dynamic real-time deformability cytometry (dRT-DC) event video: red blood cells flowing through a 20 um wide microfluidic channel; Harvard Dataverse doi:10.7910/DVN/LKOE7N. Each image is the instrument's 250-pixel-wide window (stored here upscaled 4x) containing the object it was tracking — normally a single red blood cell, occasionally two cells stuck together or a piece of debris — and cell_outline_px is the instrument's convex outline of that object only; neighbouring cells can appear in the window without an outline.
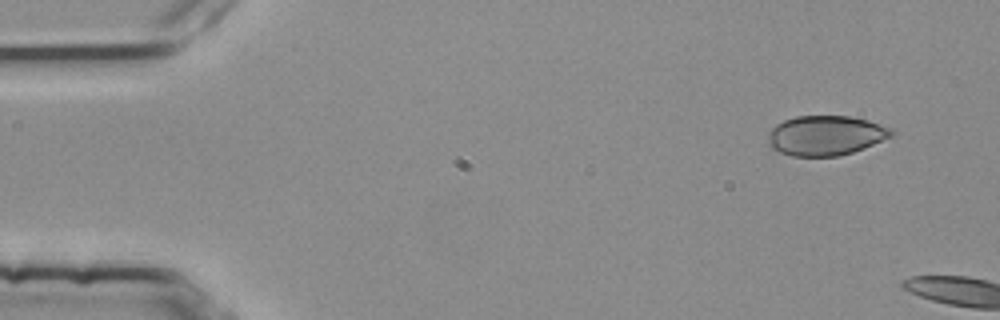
{"species": "common noctule bat (a hibernating species)", "species_latin": "Nyctalus noctula", "temperature_condition": "room temperature", "stored_images_in_passage": 2, "camera_frame_rate_fps": 3000, "um_per_image_px": 0.085, "animal": {"sex": "female", "body_mass_g": 25.1}, "frame": {"image": 1, "passage_image": 1, "time_ms": 0.0, "image_size_px": [1000, 320], "cell_outline_px": [[892, 136], [864, 148], [840, 156], [792, 156], [780, 152], [772, 148], [768, 144], [768, 132], [776, 124], [784, 120], [796, 116], [848, 116], [868, 120], [888, 128], [892, 132]], "centroid_in_image_um": [70.13, 11.52], "position_along_channel_um": 14.9, "area_um2": 28.44}}